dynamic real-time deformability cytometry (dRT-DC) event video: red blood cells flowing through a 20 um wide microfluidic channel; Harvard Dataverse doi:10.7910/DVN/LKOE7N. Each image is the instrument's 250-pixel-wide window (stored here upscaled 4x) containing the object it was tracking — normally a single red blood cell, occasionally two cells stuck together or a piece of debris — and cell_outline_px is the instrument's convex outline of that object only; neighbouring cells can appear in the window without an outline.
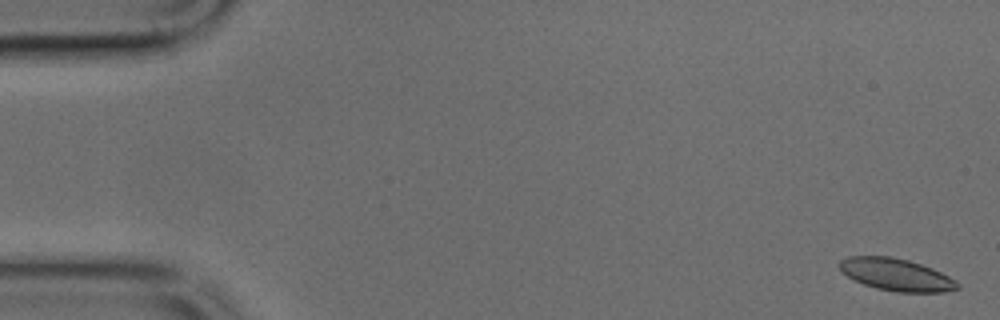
{"species": "common noctule bat (a hibernating species)", "species_latin": "Nyctalus noctula", "temperature_condition": "cold", "stored_images_in_passage": 11, "camera_frame_rate_fps": 3000, "um_per_image_px": 0.085, "animal": {"sex": "male", "body_mass_g": 17.9, "forearm_length_mm": 54.2}, "frame": {"image": 1, "passage_image": 1, "time_ms": 0.0, "image_size_px": [1000, 320], "cell_outline_px": [[960, 288], [944, 292], [896, 292], [876, 288], [864, 284], [840, 272], [840, 260], [848, 256], [892, 256], [908, 260], [932, 268], [956, 280], [960, 284]], "centroid_in_image_um": [76.19, 23.34], "position_along_channel_um": 8.8, "area_um2": 22.14}}